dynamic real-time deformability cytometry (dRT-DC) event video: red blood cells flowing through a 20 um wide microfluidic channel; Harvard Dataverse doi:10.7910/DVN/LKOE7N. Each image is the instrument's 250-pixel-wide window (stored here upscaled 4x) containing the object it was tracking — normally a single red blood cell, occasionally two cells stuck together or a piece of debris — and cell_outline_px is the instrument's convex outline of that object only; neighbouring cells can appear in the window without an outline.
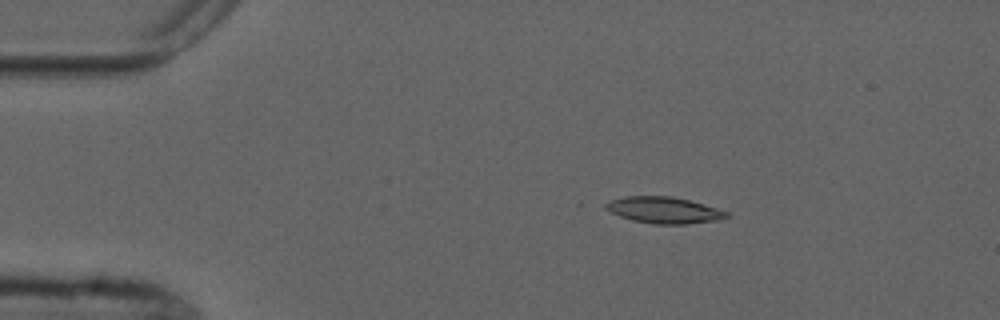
{"species": "common noctule bat (a hibernating species)", "species_latin": "Nyctalus noctula", "temperature_condition": "cold", "stored_images_in_passage": 7, "camera_frame_rate_fps": 3000, "um_per_image_px": 0.085, "animal": {"sex": "male", "forearm_length_mm": 52.5}, "frame": {"image": 1, "passage_image": 3, "time_ms": 2.333, "image_size_px": [1000, 320], "cell_outline_px": [[728, 216], [716, 220], [684, 224], [656, 224], [632, 220], [620, 216], [604, 208], [604, 204], [612, 200], [624, 196], [672, 196], [688, 200], [716, 208], [728, 212]], "centroid_in_image_um": [56.39, 17.85], "position_along_channel_um": 28.6, "area_um2": 18.26}}
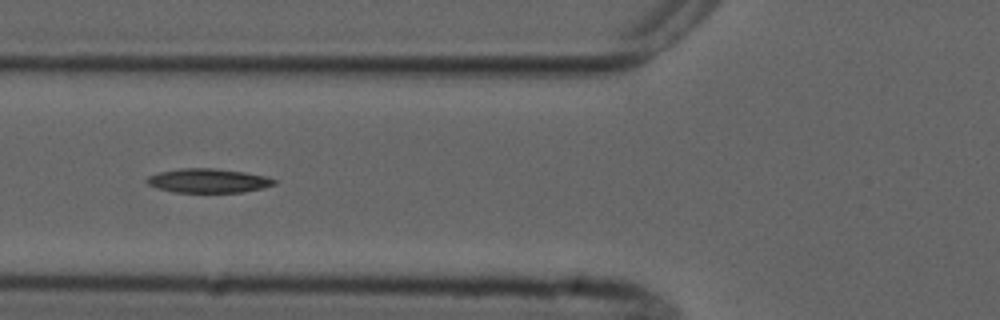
{"frame": {"image": 2, "passage_image": 6, "time_ms": 6.0, "image_size_px": [1000, 320], "cell_outline_px": [[276, 184], [264, 188], [244, 192], [172, 192], [156, 188], [148, 184], [144, 180], [148, 176], [160, 172], [180, 168], [216, 168], [244, 172], [264, 176], [276, 180]], "centroid_in_image_um": [17.68, 15.36], "position_along_channel_um": 108.1, "area_um2": 17.98}}
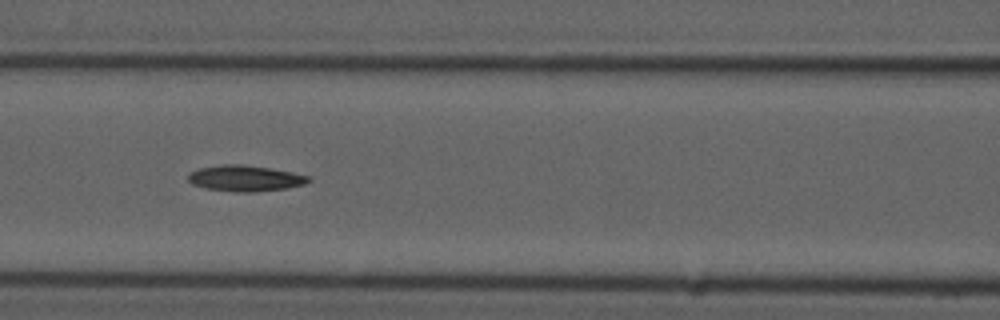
{"frame": {"image": 3, "passage_image": 7, "time_ms": 7.0, "image_size_px": [1000, 320], "cell_outline_px": [[312, 180], [304, 184], [288, 188], [256, 192], [236, 192], [204, 188], [192, 184], [188, 180], [188, 176], [192, 172], [200, 168], [220, 164], [244, 164], [292, 172], [312, 176]], "centroid_in_image_um": [20.87, 15.16], "position_along_channel_um": 145.7, "area_um2": 18.32}}